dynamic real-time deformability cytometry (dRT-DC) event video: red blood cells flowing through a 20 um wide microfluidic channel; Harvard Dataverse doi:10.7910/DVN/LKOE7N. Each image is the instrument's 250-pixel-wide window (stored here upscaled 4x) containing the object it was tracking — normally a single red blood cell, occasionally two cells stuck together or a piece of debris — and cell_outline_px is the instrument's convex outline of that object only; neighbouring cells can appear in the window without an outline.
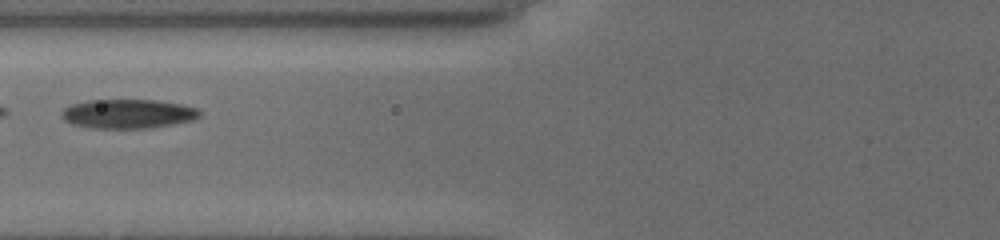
{"species": "common noctule bat (a hibernating species)", "species_latin": "Nyctalus noctula", "temperature_condition": "cold", "stored_images_in_passage": 10, "camera_frame_rate_fps": 3000, "um_per_image_px": 0.085, "animal": {"sex": "female", "body_mass_g": 19.5, "forearm_length_mm": 54.1}, "frame": {"image": 1, "passage_image": 7, "time_ms": 4.0, "image_size_px": [1000, 240], "cell_outline_px": [[200, 116], [192, 120], [172, 124], [148, 128], [92, 128], [72, 124], [64, 120], [60, 116], [60, 112], [64, 108], [72, 104], [88, 100], [156, 100], [180, 104], [196, 108], [200, 112]], "centroid_in_image_um": [10.83, 9.67], "position_along_channel_um": 115.0, "area_um2": 23.41}}
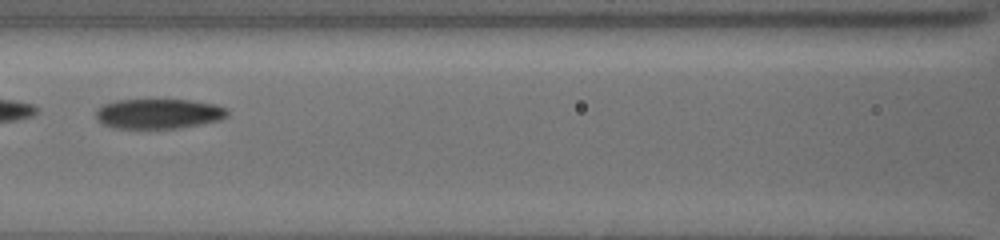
{"frame": {"image": 2, "passage_image": 9, "time_ms": 5.0, "image_size_px": [1000, 240], "cell_outline_px": [[228, 116], [220, 120], [176, 128], [112, 128], [104, 124], [96, 116], [96, 112], [104, 104], [116, 100], [188, 100], [216, 104], [228, 108]], "centroid_in_image_um": [13.52, 9.66], "position_along_channel_um": 153.1, "area_um2": 22.72}}